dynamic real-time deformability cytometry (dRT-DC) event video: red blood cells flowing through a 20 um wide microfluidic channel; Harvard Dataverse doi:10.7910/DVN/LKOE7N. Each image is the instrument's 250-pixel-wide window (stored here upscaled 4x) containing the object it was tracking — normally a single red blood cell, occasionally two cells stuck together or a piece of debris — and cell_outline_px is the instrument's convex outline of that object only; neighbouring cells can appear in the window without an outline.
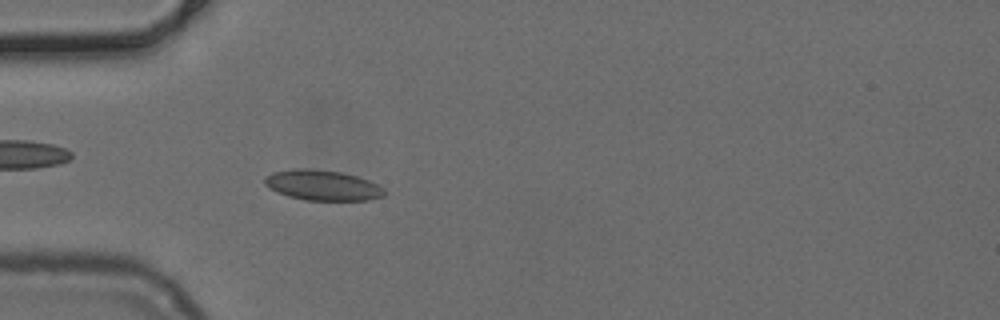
{"species": "common noctule bat (a hibernating species)", "species_latin": "Nyctalus noctula", "temperature_condition": "cold", "stored_images_in_passage": 51, "camera_frame_rate_fps": 3000, "um_per_image_px": 0.085, "animal": {"sex": "female", "body_mass_g": 24.6, "forearm_length_mm": 56.2}, "frame": {"image": 1, "passage_image": 15, "time_ms": 4.667, "image_size_px": [1000, 320], "cell_outline_px": [[388, 192], [384, 196], [368, 200], [304, 200], [288, 196], [276, 192], [268, 188], [264, 184], [264, 176], [272, 172], [292, 168], [308, 168], [340, 172], [356, 176], [368, 180], [384, 188]], "centroid_in_image_um": [27.38, 15.74], "position_along_channel_um": 57.6, "area_um2": 21.39}}
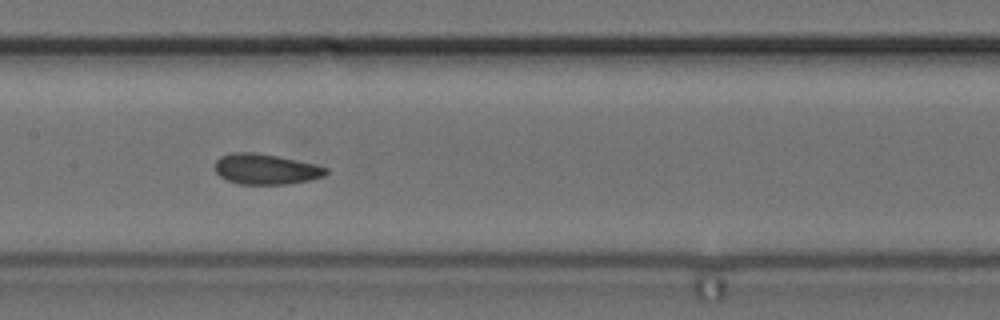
{"frame": {"image": 2, "passage_image": 25, "time_ms": 8.0, "image_size_px": [1000, 320], "cell_outline_px": [[328, 172], [324, 176], [308, 180], [284, 184], [240, 184], [228, 180], [220, 176], [212, 168], [216, 160], [220, 156], [232, 152], [256, 152], [316, 164], [328, 168]], "centroid_in_image_um": [22.55, 14.36], "position_along_channel_um": 184.9, "area_um2": 19.77}}
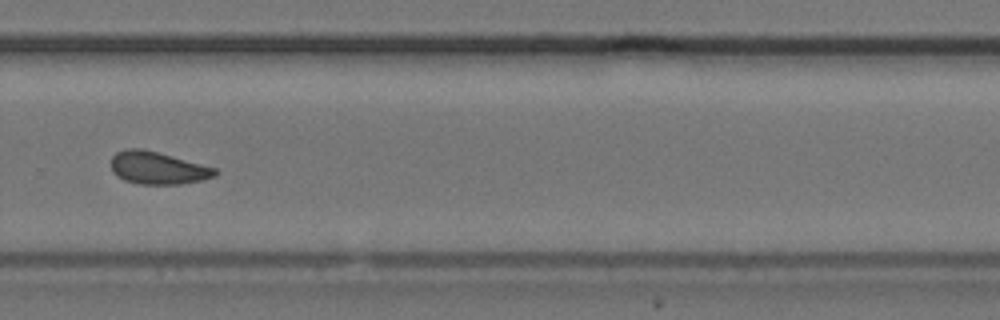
{"frame": {"image": 3, "passage_image": 35, "time_ms": 11.333, "image_size_px": [1000, 320], "cell_outline_px": [[220, 172], [216, 176], [200, 180], [180, 184], [140, 184], [124, 180], [116, 176], [112, 172], [112, 156], [116, 152], [124, 148], [144, 148], [216, 168]], "centroid_in_image_um": [13.39, 14.27], "position_along_channel_um": 316.4, "area_um2": 19.83}}